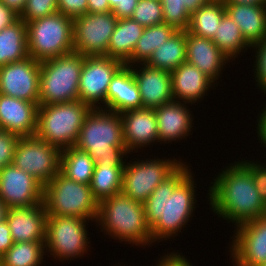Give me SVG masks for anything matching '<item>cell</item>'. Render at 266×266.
<instances>
[{
	"mask_svg": "<svg viewBox=\"0 0 266 266\" xmlns=\"http://www.w3.org/2000/svg\"><path fill=\"white\" fill-rule=\"evenodd\" d=\"M224 4L264 5L263 0H222Z\"/></svg>",
	"mask_w": 266,
	"mask_h": 266,
	"instance_id": "49",
	"label": "cell"
},
{
	"mask_svg": "<svg viewBox=\"0 0 266 266\" xmlns=\"http://www.w3.org/2000/svg\"><path fill=\"white\" fill-rule=\"evenodd\" d=\"M95 166L93 158L76 146L61 150L60 173L70 180L90 185Z\"/></svg>",
	"mask_w": 266,
	"mask_h": 266,
	"instance_id": "29",
	"label": "cell"
},
{
	"mask_svg": "<svg viewBox=\"0 0 266 266\" xmlns=\"http://www.w3.org/2000/svg\"><path fill=\"white\" fill-rule=\"evenodd\" d=\"M87 13L111 12L108 0H87Z\"/></svg>",
	"mask_w": 266,
	"mask_h": 266,
	"instance_id": "47",
	"label": "cell"
},
{
	"mask_svg": "<svg viewBox=\"0 0 266 266\" xmlns=\"http://www.w3.org/2000/svg\"><path fill=\"white\" fill-rule=\"evenodd\" d=\"M91 108L80 100L39 105L35 135L61 150L75 146Z\"/></svg>",
	"mask_w": 266,
	"mask_h": 266,
	"instance_id": "5",
	"label": "cell"
},
{
	"mask_svg": "<svg viewBox=\"0 0 266 266\" xmlns=\"http://www.w3.org/2000/svg\"><path fill=\"white\" fill-rule=\"evenodd\" d=\"M225 12L222 0H211L191 14L187 32L213 39Z\"/></svg>",
	"mask_w": 266,
	"mask_h": 266,
	"instance_id": "30",
	"label": "cell"
},
{
	"mask_svg": "<svg viewBox=\"0 0 266 266\" xmlns=\"http://www.w3.org/2000/svg\"><path fill=\"white\" fill-rule=\"evenodd\" d=\"M212 180L207 191L209 207L214 215L232 222L234 228L266 215V201L239 161L224 167Z\"/></svg>",
	"mask_w": 266,
	"mask_h": 266,
	"instance_id": "2",
	"label": "cell"
},
{
	"mask_svg": "<svg viewBox=\"0 0 266 266\" xmlns=\"http://www.w3.org/2000/svg\"><path fill=\"white\" fill-rule=\"evenodd\" d=\"M19 19V14L0 0V31Z\"/></svg>",
	"mask_w": 266,
	"mask_h": 266,
	"instance_id": "44",
	"label": "cell"
},
{
	"mask_svg": "<svg viewBox=\"0 0 266 266\" xmlns=\"http://www.w3.org/2000/svg\"><path fill=\"white\" fill-rule=\"evenodd\" d=\"M252 53L254 50L255 56L253 66V76L256 86L266 95V39L251 46Z\"/></svg>",
	"mask_w": 266,
	"mask_h": 266,
	"instance_id": "38",
	"label": "cell"
},
{
	"mask_svg": "<svg viewBox=\"0 0 266 266\" xmlns=\"http://www.w3.org/2000/svg\"><path fill=\"white\" fill-rule=\"evenodd\" d=\"M117 21L112 12L86 13L74 18V52L83 56H105Z\"/></svg>",
	"mask_w": 266,
	"mask_h": 266,
	"instance_id": "12",
	"label": "cell"
},
{
	"mask_svg": "<svg viewBox=\"0 0 266 266\" xmlns=\"http://www.w3.org/2000/svg\"><path fill=\"white\" fill-rule=\"evenodd\" d=\"M172 96L174 100L189 103L191 106L208 96L216 83L197 67L184 62L171 71Z\"/></svg>",
	"mask_w": 266,
	"mask_h": 266,
	"instance_id": "23",
	"label": "cell"
},
{
	"mask_svg": "<svg viewBox=\"0 0 266 266\" xmlns=\"http://www.w3.org/2000/svg\"><path fill=\"white\" fill-rule=\"evenodd\" d=\"M163 6L164 23L177 31H187L190 16L200 6L208 4L211 0H160Z\"/></svg>",
	"mask_w": 266,
	"mask_h": 266,
	"instance_id": "35",
	"label": "cell"
},
{
	"mask_svg": "<svg viewBox=\"0 0 266 266\" xmlns=\"http://www.w3.org/2000/svg\"><path fill=\"white\" fill-rule=\"evenodd\" d=\"M8 210L7 205L0 199V223L6 220Z\"/></svg>",
	"mask_w": 266,
	"mask_h": 266,
	"instance_id": "50",
	"label": "cell"
},
{
	"mask_svg": "<svg viewBox=\"0 0 266 266\" xmlns=\"http://www.w3.org/2000/svg\"><path fill=\"white\" fill-rule=\"evenodd\" d=\"M44 186L13 164L0 170V199L11 207H29L43 203Z\"/></svg>",
	"mask_w": 266,
	"mask_h": 266,
	"instance_id": "16",
	"label": "cell"
},
{
	"mask_svg": "<svg viewBox=\"0 0 266 266\" xmlns=\"http://www.w3.org/2000/svg\"><path fill=\"white\" fill-rule=\"evenodd\" d=\"M27 57V24L19 18L0 31V67Z\"/></svg>",
	"mask_w": 266,
	"mask_h": 266,
	"instance_id": "27",
	"label": "cell"
},
{
	"mask_svg": "<svg viewBox=\"0 0 266 266\" xmlns=\"http://www.w3.org/2000/svg\"><path fill=\"white\" fill-rule=\"evenodd\" d=\"M61 149L36 135L20 137L12 164L45 186L60 172Z\"/></svg>",
	"mask_w": 266,
	"mask_h": 266,
	"instance_id": "11",
	"label": "cell"
},
{
	"mask_svg": "<svg viewBox=\"0 0 266 266\" xmlns=\"http://www.w3.org/2000/svg\"><path fill=\"white\" fill-rule=\"evenodd\" d=\"M87 222L96 223L94 220L78 217L48 215L45 241L47 257L50 255L53 260L61 262L86 257L85 254L91 250Z\"/></svg>",
	"mask_w": 266,
	"mask_h": 266,
	"instance_id": "9",
	"label": "cell"
},
{
	"mask_svg": "<svg viewBox=\"0 0 266 266\" xmlns=\"http://www.w3.org/2000/svg\"><path fill=\"white\" fill-rule=\"evenodd\" d=\"M87 0H58V12L72 19L87 13Z\"/></svg>",
	"mask_w": 266,
	"mask_h": 266,
	"instance_id": "41",
	"label": "cell"
},
{
	"mask_svg": "<svg viewBox=\"0 0 266 266\" xmlns=\"http://www.w3.org/2000/svg\"><path fill=\"white\" fill-rule=\"evenodd\" d=\"M226 13L239 27L245 41L254 45L266 39V6L224 4Z\"/></svg>",
	"mask_w": 266,
	"mask_h": 266,
	"instance_id": "25",
	"label": "cell"
},
{
	"mask_svg": "<svg viewBox=\"0 0 266 266\" xmlns=\"http://www.w3.org/2000/svg\"><path fill=\"white\" fill-rule=\"evenodd\" d=\"M96 223L95 227L101 229L100 232L119 240L118 243L144 248L155 245L146 222L144 204L122 191L99 203Z\"/></svg>",
	"mask_w": 266,
	"mask_h": 266,
	"instance_id": "4",
	"label": "cell"
},
{
	"mask_svg": "<svg viewBox=\"0 0 266 266\" xmlns=\"http://www.w3.org/2000/svg\"><path fill=\"white\" fill-rule=\"evenodd\" d=\"M58 12V0H27L19 15L25 23Z\"/></svg>",
	"mask_w": 266,
	"mask_h": 266,
	"instance_id": "37",
	"label": "cell"
},
{
	"mask_svg": "<svg viewBox=\"0 0 266 266\" xmlns=\"http://www.w3.org/2000/svg\"><path fill=\"white\" fill-rule=\"evenodd\" d=\"M212 41L232 61L236 60L240 54L245 53L247 49H251V46L242 36L237 24L226 12Z\"/></svg>",
	"mask_w": 266,
	"mask_h": 266,
	"instance_id": "33",
	"label": "cell"
},
{
	"mask_svg": "<svg viewBox=\"0 0 266 266\" xmlns=\"http://www.w3.org/2000/svg\"><path fill=\"white\" fill-rule=\"evenodd\" d=\"M186 62V31H176L163 45L153 51L147 66L173 71Z\"/></svg>",
	"mask_w": 266,
	"mask_h": 266,
	"instance_id": "28",
	"label": "cell"
},
{
	"mask_svg": "<svg viewBox=\"0 0 266 266\" xmlns=\"http://www.w3.org/2000/svg\"><path fill=\"white\" fill-rule=\"evenodd\" d=\"M47 216L43 203L9 208L6 221L13 242H45Z\"/></svg>",
	"mask_w": 266,
	"mask_h": 266,
	"instance_id": "20",
	"label": "cell"
},
{
	"mask_svg": "<svg viewBox=\"0 0 266 266\" xmlns=\"http://www.w3.org/2000/svg\"><path fill=\"white\" fill-rule=\"evenodd\" d=\"M258 266H266V262H265V263H263V264H260V265H258Z\"/></svg>",
	"mask_w": 266,
	"mask_h": 266,
	"instance_id": "51",
	"label": "cell"
},
{
	"mask_svg": "<svg viewBox=\"0 0 266 266\" xmlns=\"http://www.w3.org/2000/svg\"><path fill=\"white\" fill-rule=\"evenodd\" d=\"M145 27L131 18L118 19L105 56L117 59L124 65L131 59Z\"/></svg>",
	"mask_w": 266,
	"mask_h": 266,
	"instance_id": "26",
	"label": "cell"
},
{
	"mask_svg": "<svg viewBox=\"0 0 266 266\" xmlns=\"http://www.w3.org/2000/svg\"><path fill=\"white\" fill-rule=\"evenodd\" d=\"M130 18L143 27L162 24L164 23L162 2L160 0H138Z\"/></svg>",
	"mask_w": 266,
	"mask_h": 266,
	"instance_id": "36",
	"label": "cell"
},
{
	"mask_svg": "<svg viewBox=\"0 0 266 266\" xmlns=\"http://www.w3.org/2000/svg\"><path fill=\"white\" fill-rule=\"evenodd\" d=\"M45 242H14L0 258V266H42Z\"/></svg>",
	"mask_w": 266,
	"mask_h": 266,
	"instance_id": "34",
	"label": "cell"
},
{
	"mask_svg": "<svg viewBox=\"0 0 266 266\" xmlns=\"http://www.w3.org/2000/svg\"><path fill=\"white\" fill-rule=\"evenodd\" d=\"M75 146L86 151L96 164L125 165L130 155L124 144L120 114L104 108L88 112Z\"/></svg>",
	"mask_w": 266,
	"mask_h": 266,
	"instance_id": "3",
	"label": "cell"
},
{
	"mask_svg": "<svg viewBox=\"0 0 266 266\" xmlns=\"http://www.w3.org/2000/svg\"><path fill=\"white\" fill-rule=\"evenodd\" d=\"M233 232L228 251L233 266H258L266 262V215L238 225Z\"/></svg>",
	"mask_w": 266,
	"mask_h": 266,
	"instance_id": "14",
	"label": "cell"
},
{
	"mask_svg": "<svg viewBox=\"0 0 266 266\" xmlns=\"http://www.w3.org/2000/svg\"><path fill=\"white\" fill-rule=\"evenodd\" d=\"M262 111L258 114L257 124H256V134L258 136V141L266 148V105H264Z\"/></svg>",
	"mask_w": 266,
	"mask_h": 266,
	"instance_id": "46",
	"label": "cell"
},
{
	"mask_svg": "<svg viewBox=\"0 0 266 266\" xmlns=\"http://www.w3.org/2000/svg\"><path fill=\"white\" fill-rule=\"evenodd\" d=\"M13 243L8 223L5 220L0 223V258L9 250Z\"/></svg>",
	"mask_w": 266,
	"mask_h": 266,
	"instance_id": "45",
	"label": "cell"
},
{
	"mask_svg": "<svg viewBox=\"0 0 266 266\" xmlns=\"http://www.w3.org/2000/svg\"><path fill=\"white\" fill-rule=\"evenodd\" d=\"M139 108H143V103L131 66L123 65L109 83L105 109L120 114Z\"/></svg>",
	"mask_w": 266,
	"mask_h": 266,
	"instance_id": "24",
	"label": "cell"
},
{
	"mask_svg": "<svg viewBox=\"0 0 266 266\" xmlns=\"http://www.w3.org/2000/svg\"><path fill=\"white\" fill-rule=\"evenodd\" d=\"M38 104L0 94V129L20 137L35 135Z\"/></svg>",
	"mask_w": 266,
	"mask_h": 266,
	"instance_id": "22",
	"label": "cell"
},
{
	"mask_svg": "<svg viewBox=\"0 0 266 266\" xmlns=\"http://www.w3.org/2000/svg\"><path fill=\"white\" fill-rule=\"evenodd\" d=\"M20 136L0 129V170L12 164Z\"/></svg>",
	"mask_w": 266,
	"mask_h": 266,
	"instance_id": "39",
	"label": "cell"
},
{
	"mask_svg": "<svg viewBox=\"0 0 266 266\" xmlns=\"http://www.w3.org/2000/svg\"><path fill=\"white\" fill-rule=\"evenodd\" d=\"M189 105V103L173 99L164 105L154 108L159 145L163 143H170V145L173 142L178 143L181 140H187V137L193 134L190 132L193 131L194 115H192Z\"/></svg>",
	"mask_w": 266,
	"mask_h": 266,
	"instance_id": "17",
	"label": "cell"
},
{
	"mask_svg": "<svg viewBox=\"0 0 266 266\" xmlns=\"http://www.w3.org/2000/svg\"><path fill=\"white\" fill-rule=\"evenodd\" d=\"M186 163L184 161L163 180L143 203L152 243L159 244L170 238L174 240L195 214L198 187L191 171L192 166Z\"/></svg>",
	"mask_w": 266,
	"mask_h": 266,
	"instance_id": "1",
	"label": "cell"
},
{
	"mask_svg": "<svg viewBox=\"0 0 266 266\" xmlns=\"http://www.w3.org/2000/svg\"><path fill=\"white\" fill-rule=\"evenodd\" d=\"M40 62L32 57L0 67V94L39 105Z\"/></svg>",
	"mask_w": 266,
	"mask_h": 266,
	"instance_id": "15",
	"label": "cell"
},
{
	"mask_svg": "<svg viewBox=\"0 0 266 266\" xmlns=\"http://www.w3.org/2000/svg\"><path fill=\"white\" fill-rule=\"evenodd\" d=\"M124 166L114 163L96 164L90 188L99 203L122 191Z\"/></svg>",
	"mask_w": 266,
	"mask_h": 266,
	"instance_id": "31",
	"label": "cell"
},
{
	"mask_svg": "<svg viewBox=\"0 0 266 266\" xmlns=\"http://www.w3.org/2000/svg\"><path fill=\"white\" fill-rule=\"evenodd\" d=\"M143 108H156L173 100L171 73L146 64L131 65ZM139 69V70H138Z\"/></svg>",
	"mask_w": 266,
	"mask_h": 266,
	"instance_id": "21",
	"label": "cell"
},
{
	"mask_svg": "<svg viewBox=\"0 0 266 266\" xmlns=\"http://www.w3.org/2000/svg\"><path fill=\"white\" fill-rule=\"evenodd\" d=\"M167 252L163 256L161 255L160 258L155 260L156 264L155 266H193L191 264V261L185 257L182 252L179 253L178 251L175 252ZM179 253V254H178Z\"/></svg>",
	"mask_w": 266,
	"mask_h": 266,
	"instance_id": "43",
	"label": "cell"
},
{
	"mask_svg": "<svg viewBox=\"0 0 266 266\" xmlns=\"http://www.w3.org/2000/svg\"><path fill=\"white\" fill-rule=\"evenodd\" d=\"M84 56L71 52L40 62L39 105L79 100Z\"/></svg>",
	"mask_w": 266,
	"mask_h": 266,
	"instance_id": "6",
	"label": "cell"
},
{
	"mask_svg": "<svg viewBox=\"0 0 266 266\" xmlns=\"http://www.w3.org/2000/svg\"><path fill=\"white\" fill-rule=\"evenodd\" d=\"M177 30L166 23L145 27L133 51L128 66L145 64L154 50L164 44Z\"/></svg>",
	"mask_w": 266,
	"mask_h": 266,
	"instance_id": "32",
	"label": "cell"
},
{
	"mask_svg": "<svg viewBox=\"0 0 266 266\" xmlns=\"http://www.w3.org/2000/svg\"><path fill=\"white\" fill-rule=\"evenodd\" d=\"M120 116L125 148L130 154L138 153V149L145 150L144 147L148 148L149 145H157L158 126L153 108L127 110L120 113Z\"/></svg>",
	"mask_w": 266,
	"mask_h": 266,
	"instance_id": "18",
	"label": "cell"
},
{
	"mask_svg": "<svg viewBox=\"0 0 266 266\" xmlns=\"http://www.w3.org/2000/svg\"><path fill=\"white\" fill-rule=\"evenodd\" d=\"M123 65L121 61L107 56H84L78 88L79 100L91 109H105L109 83Z\"/></svg>",
	"mask_w": 266,
	"mask_h": 266,
	"instance_id": "13",
	"label": "cell"
},
{
	"mask_svg": "<svg viewBox=\"0 0 266 266\" xmlns=\"http://www.w3.org/2000/svg\"><path fill=\"white\" fill-rule=\"evenodd\" d=\"M7 7L13 9L19 15L23 11L27 0H1Z\"/></svg>",
	"mask_w": 266,
	"mask_h": 266,
	"instance_id": "48",
	"label": "cell"
},
{
	"mask_svg": "<svg viewBox=\"0 0 266 266\" xmlns=\"http://www.w3.org/2000/svg\"><path fill=\"white\" fill-rule=\"evenodd\" d=\"M27 24L28 56L38 62L74 51L73 19L59 12Z\"/></svg>",
	"mask_w": 266,
	"mask_h": 266,
	"instance_id": "8",
	"label": "cell"
},
{
	"mask_svg": "<svg viewBox=\"0 0 266 266\" xmlns=\"http://www.w3.org/2000/svg\"><path fill=\"white\" fill-rule=\"evenodd\" d=\"M210 38L186 31V62L197 67L218 86L224 68L233 63ZM220 77V78H219Z\"/></svg>",
	"mask_w": 266,
	"mask_h": 266,
	"instance_id": "19",
	"label": "cell"
},
{
	"mask_svg": "<svg viewBox=\"0 0 266 266\" xmlns=\"http://www.w3.org/2000/svg\"><path fill=\"white\" fill-rule=\"evenodd\" d=\"M265 160L264 162H266ZM239 162L251 173L256 189L266 201V163H261V160L257 162V160L245 159H241Z\"/></svg>",
	"mask_w": 266,
	"mask_h": 266,
	"instance_id": "40",
	"label": "cell"
},
{
	"mask_svg": "<svg viewBox=\"0 0 266 266\" xmlns=\"http://www.w3.org/2000/svg\"><path fill=\"white\" fill-rule=\"evenodd\" d=\"M43 204L47 215L78 217L95 222L98 218L99 202L93 196L90 185L70 180L60 172L44 186Z\"/></svg>",
	"mask_w": 266,
	"mask_h": 266,
	"instance_id": "7",
	"label": "cell"
},
{
	"mask_svg": "<svg viewBox=\"0 0 266 266\" xmlns=\"http://www.w3.org/2000/svg\"><path fill=\"white\" fill-rule=\"evenodd\" d=\"M131 160L124 166L122 192L141 203H144L153 190L184 162V159L176 160L175 157Z\"/></svg>",
	"mask_w": 266,
	"mask_h": 266,
	"instance_id": "10",
	"label": "cell"
},
{
	"mask_svg": "<svg viewBox=\"0 0 266 266\" xmlns=\"http://www.w3.org/2000/svg\"><path fill=\"white\" fill-rule=\"evenodd\" d=\"M111 12L118 18H130L138 0H108Z\"/></svg>",
	"mask_w": 266,
	"mask_h": 266,
	"instance_id": "42",
	"label": "cell"
}]
</instances>
